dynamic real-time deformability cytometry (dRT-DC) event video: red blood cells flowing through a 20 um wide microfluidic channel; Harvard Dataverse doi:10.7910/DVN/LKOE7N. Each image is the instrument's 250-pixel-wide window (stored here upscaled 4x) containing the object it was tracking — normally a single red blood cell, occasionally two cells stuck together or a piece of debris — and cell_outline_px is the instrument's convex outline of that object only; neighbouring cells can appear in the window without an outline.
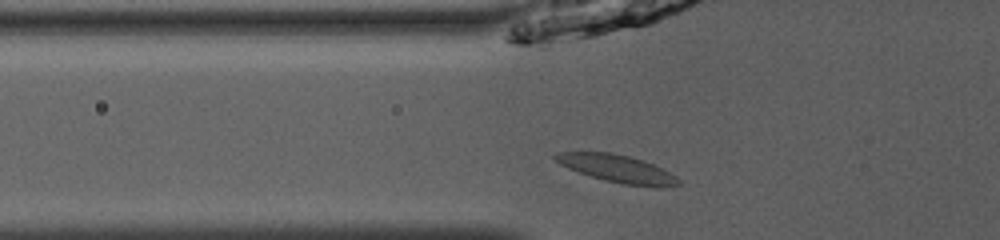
{"species": "common noctule bat (a hibernating species)", "species_latin": "Nyctalus noctula", "temperature_condition": "room temperature", "stored_images_in_passage": 35, "camera_frame_rate_fps": 3000, "um_per_image_px": 0.085, "animal": {"sex": "male", "body_mass_g": 13.0, "forearm_length_mm": 53.1}, "frame": {"image": 1, "passage_image": 3, "time_ms": 0.667, "image_size_px": [1000, 240], "cell_outline_px": [[684, 184], [656, 188], [624, 184], [604, 180], [568, 168], [560, 164], [552, 156], [556, 152], [612, 152], [644, 160], [676, 176]], "centroid_in_image_um": [52.5, 14.34], "position_along_channel_um": 73.3, "area_um2": 19.77}}
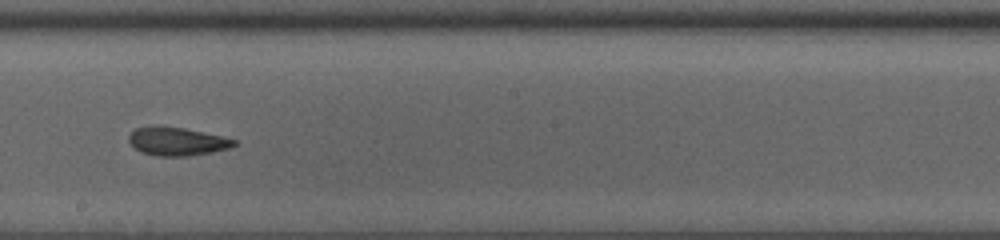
{"frame": {"image": 2, "passage_image": 15, "time_ms": 4.667, "image_size_px": [1000, 240], "cell_outline_px": [[236, 144], [232, 148], [212, 152], [188, 156], [156, 156], [140, 152], [128, 140], [128, 136], [136, 128], [148, 124], [156, 124], [184, 128], [224, 136], [236, 140]], "centroid_in_image_um": [15.04, 11.99], "position_along_channel_um": 233.2, "area_um2": 17.8}}
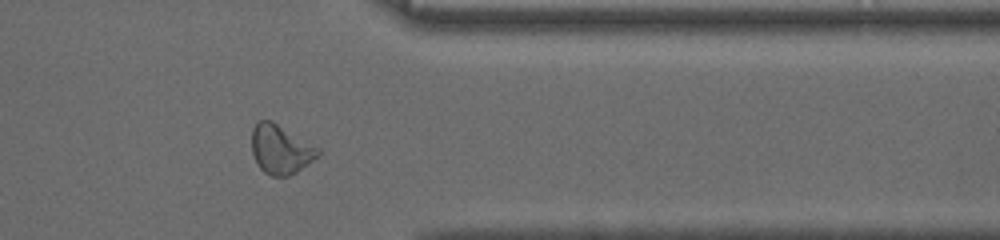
{"frame": {"image": 3, "passage_image": 27, "time_ms": 8.667, "image_size_px": [1000, 240], "cell_outline_px": [[320, 152], [308, 164], [296, 172], [288, 176], [272, 176], [264, 172], [260, 168], [252, 152], [252, 128], [256, 120], [272, 120], [320, 148]], "centroid_in_image_um": [23.83, 12.67], "position_along_channel_um": 387.6, "area_um2": 18.96}, "authors_computed_cell_mechanics": {"area_um2": 17.8024, "velocity_mm_per_s": 3.9731, "shape_relaxation_time_tau1_ms": 4.8617, "shape_relaxation_time_tau2_ms": 2.7157, "deformation_change_tau1": 0.1567, "deformation_change_tau2": 0.0919}}